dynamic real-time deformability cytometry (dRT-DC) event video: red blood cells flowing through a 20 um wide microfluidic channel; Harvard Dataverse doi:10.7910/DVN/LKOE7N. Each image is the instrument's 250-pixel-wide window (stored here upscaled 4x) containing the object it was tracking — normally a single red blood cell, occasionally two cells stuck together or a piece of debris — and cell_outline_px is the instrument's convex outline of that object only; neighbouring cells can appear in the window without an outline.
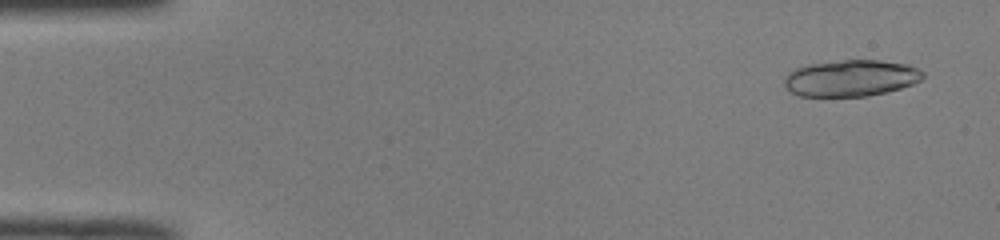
{"species": "common noctule bat (a hibernating species)", "species_latin": "Nyctalus noctula", "temperature_condition": "room temperature", "stored_images_in_passage": 39, "camera_frame_rate_fps": 3000, "um_per_image_px": 0.085, "animal": {"sex": "male", "body_mass_g": 19.0, "forearm_length_mm": 50.8}, "frame": {"image": 1, "passage_image": 3, "time_ms": 0.667, "image_size_px": [1000, 240], "cell_outline_px": [[924, 76], [920, 80], [912, 84], [900, 88], [868, 96], [800, 96], [792, 92], [784, 84], [784, 76], [788, 72], [796, 68], [808, 64], [844, 60], [880, 60], [908, 64], [920, 68], [924, 72]], "centroid_in_image_um": [72.34, 6.63], "position_along_channel_um": 12.7, "area_um2": 29.48}}
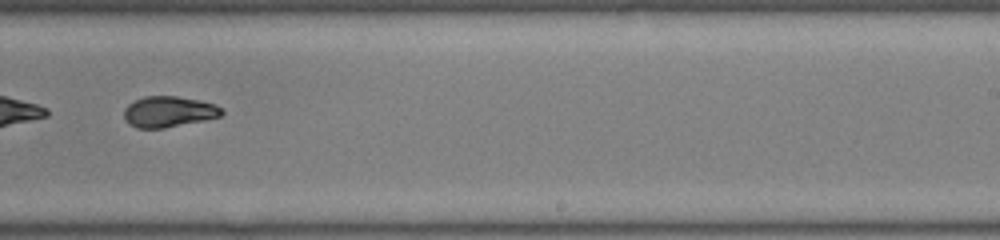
{"frame": {"image": 2, "passage_image": 32, "time_ms": 10.333, "image_size_px": [1000, 240], "cell_outline_px": [[224, 112], [220, 116], [204, 120], [164, 128], [136, 128], [128, 124], [124, 120], [124, 108], [128, 104], [144, 96], [176, 96], [200, 100], [216, 104]], "centroid_in_image_um": [14.31, 9.49], "position_along_channel_um": 274.7, "area_um2": 17.63}}
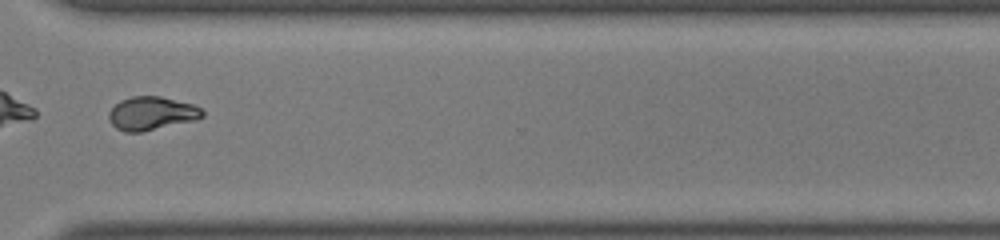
{"frame": {"image": 3, "passage_image": 38, "time_ms": 12.333, "image_size_px": [1000, 240], "cell_outline_px": [[204, 116], [196, 120], [140, 132], [124, 132], [116, 128], [108, 120], [108, 112], [120, 100], [132, 96], [160, 96], [192, 104], [200, 108], [204, 112]], "centroid_in_image_um": [12.86, 9.64], "position_along_channel_um": 357.7, "area_um2": 18.21}, "authors_computed_cell_mechanics": {"area_um2": 18.3226, "velocity_mm_per_s": 4.1032, "shape_relaxation_time_tau1_ms": 4.7837, "shape_relaxation_time_tau2_ms": 1.5412, "deformation_change_tau1": 0.1964, "deformation_change_tau2": 0.0581}}